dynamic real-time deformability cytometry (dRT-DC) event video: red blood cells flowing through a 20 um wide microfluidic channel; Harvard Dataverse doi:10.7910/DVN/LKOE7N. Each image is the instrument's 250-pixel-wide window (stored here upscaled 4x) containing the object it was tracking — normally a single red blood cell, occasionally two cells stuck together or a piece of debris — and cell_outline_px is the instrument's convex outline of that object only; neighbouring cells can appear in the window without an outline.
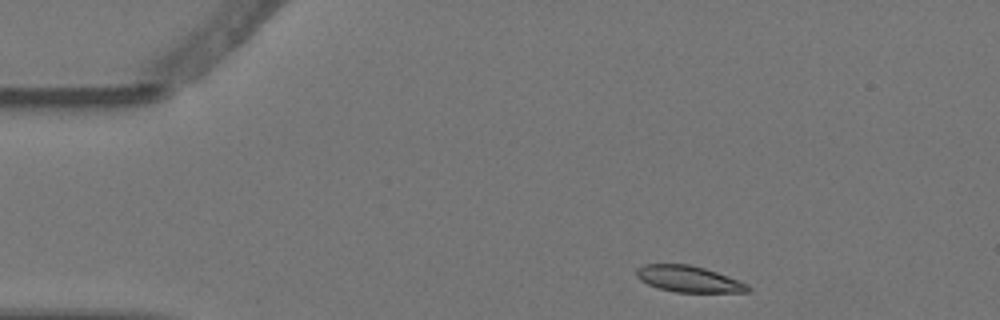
{"species": "Egyptian fruit bat (a non-hibernating species)", "species_latin": "Rousettus aegyptiacus", "temperature_condition": "warm", "stored_images_in_passage": 4, "camera_frame_rate_fps": 3000, "um_per_image_px": 0.085, "animal": {"sex": "female"}, "frame": {"image": 1, "passage_image": 1, "time_ms": 0.0, "image_size_px": [1000, 320], "cell_outline_px": [[752, 288], [748, 292], [676, 292], [656, 288], [640, 280], [636, 276], [636, 268], [644, 264], [688, 264], [704, 268], [728, 276], [748, 284]], "centroid_in_image_um": [58.52, 23.71], "position_along_channel_um": 26.5, "area_um2": 17.11}}